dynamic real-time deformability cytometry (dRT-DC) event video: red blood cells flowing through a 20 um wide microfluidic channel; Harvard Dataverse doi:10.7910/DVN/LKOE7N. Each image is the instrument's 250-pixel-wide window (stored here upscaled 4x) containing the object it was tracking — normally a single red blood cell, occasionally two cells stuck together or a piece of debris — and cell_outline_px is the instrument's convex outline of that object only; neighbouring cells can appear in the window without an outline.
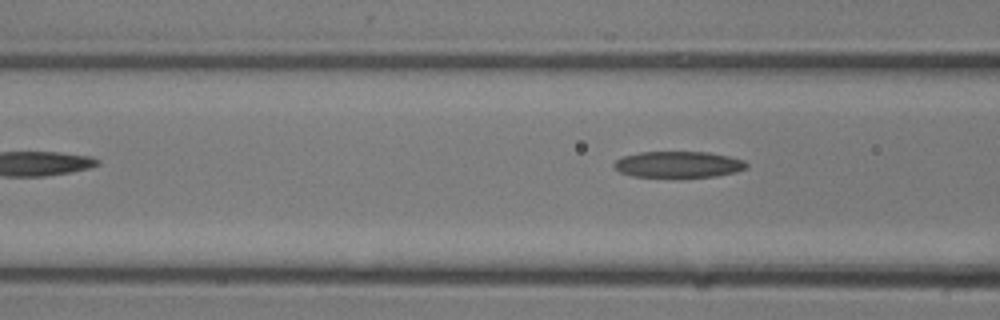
{"species": "common noctule bat (a hibernating species)", "species_latin": "Nyctalus noctula", "temperature_condition": "room temperature", "stored_images_in_passage": 8, "segment_of_instrument_passage": [2, 2], "camera_frame_rate_fps": 3000, "um_per_image_px": 0.085, "animal": {"sex": "male", "body_mass_g": 13.3}, "frame": {"image": 1, "passage_image": 8, "time_ms": 2.333, "image_size_px": [1000, 320], "cell_outline_px": [[748, 168], [736, 172], [716, 176], [632, 176], [620, 172], [612, 164], [616, 160], [624, 156], [640, 152], [708, 152], [728, 156], [744, 160], [748, 164]], "centroid_in_image_um": [57.69, 13.96], "position_along_channel_um": 108.9, "area_um2": 20.0}}